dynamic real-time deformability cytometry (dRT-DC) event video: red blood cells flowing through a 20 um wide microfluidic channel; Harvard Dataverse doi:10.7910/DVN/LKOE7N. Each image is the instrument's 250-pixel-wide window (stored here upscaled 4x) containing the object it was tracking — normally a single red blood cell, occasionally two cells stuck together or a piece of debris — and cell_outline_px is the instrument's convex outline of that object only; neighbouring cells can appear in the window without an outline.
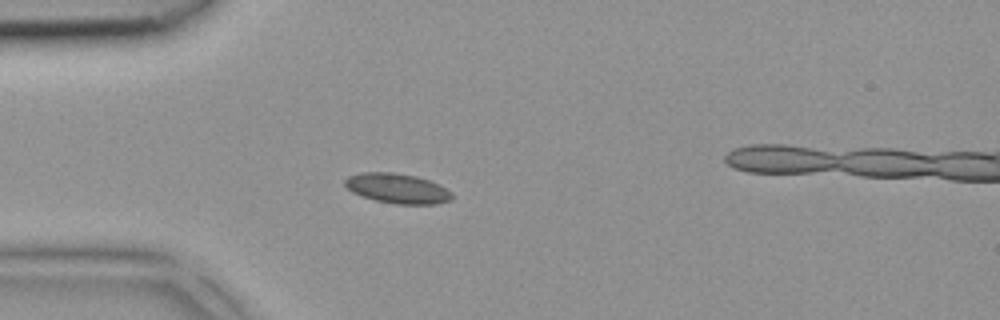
{"species": "common noctule bat (a hibernating species)", "species_latin": "Nyctalus noctula", "temperature_condition": "room temperature", "stored_images_in_passage": 5, "camera_frame_rate_fps": 3000, "um_per_image_px": 0.085, "animal": {"sex": "female", "body_mass_g": 18.4}, "frame": {"image": 1, "passage_image": 4, "time_ms": 1.0, "image_size_px": [1000, 320], "cell_outline_px": [[452, 200], [436, 204], [396, 204], [376, 200], [352, 192], [344, 184], [344, 180], [348, 176], [360, 172], [392, 172], [416, 176], [440, 184], [452, 192]], "centroid_in_image_um": [33.79, 16.01], "position_along_channel_um": 51.2, "area_um2": 18.67}}